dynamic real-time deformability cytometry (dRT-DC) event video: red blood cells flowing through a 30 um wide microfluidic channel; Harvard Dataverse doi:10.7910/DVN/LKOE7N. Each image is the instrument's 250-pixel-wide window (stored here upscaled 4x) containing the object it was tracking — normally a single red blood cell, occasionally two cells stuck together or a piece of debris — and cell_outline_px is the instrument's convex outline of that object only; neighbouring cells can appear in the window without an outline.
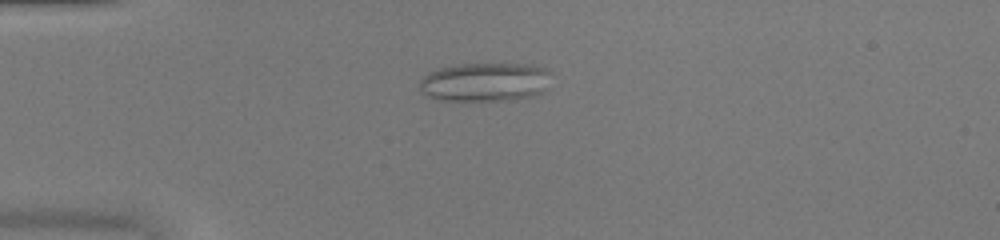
{"species": "common noctule bat (a hibernating species)", "species_latin": "Nyctalus noctula", "temperature_condition": "warm", "stored_images_in_passage": 50, "camera_frame_rate_fps": 3000, "um_per_image_px": 0.085, "animal": {"sex": "female", "body_mass_g": 20.0, "forearm_length_mm": 54.0}, "frame": {"image": 1, "passage_image": 14, "time_ms": 4.333, "image_size_px": [1000, 240], "cell_outline_px": [[552, 72], [544, 92], [536, 96], [512, 100], [440, 100], [428, 96], [420, 88], [420, 80], [428, 72], [440, 68], [460, 64], [536, 64], [548, 68]], "centroid_in_image_um": [41.31, 6.96], "position_along_channel_um": 43.7, "area_um2": 30.11}}
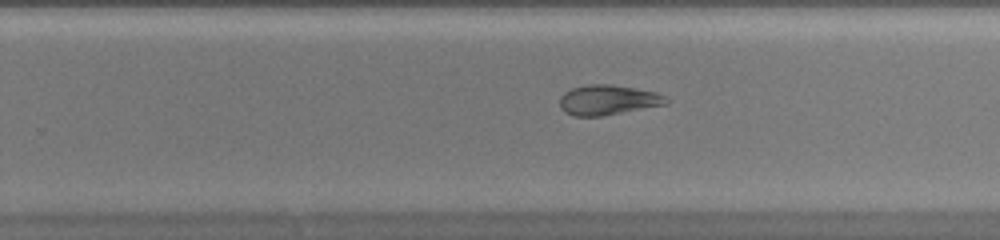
{"frame": {"image": 2, "passage_image": 33, "time_ms": 10.667, "image_size_px": [1000, 240], "cell_outline_px": [[672, 100], [668, 104], [600, 116], [576, 116], [564, 112], [560, 108], [560, 96], [564, 92], [572, 88], [588, 84], [608, 84], [656, 92]], "centroid_in_image_um": [51.67, 8.5], "position_along_channel_um": 278.1, "area_um2": 18.55}}
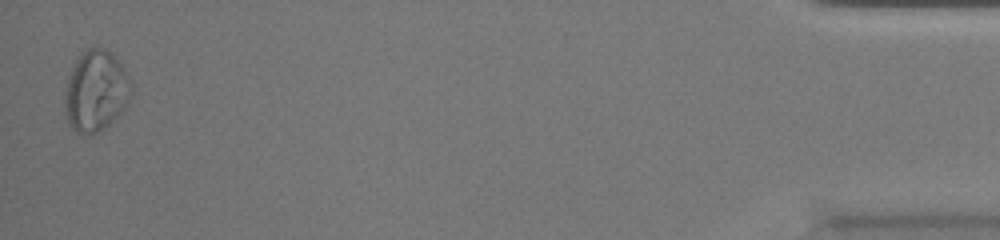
{"frame": {"image": 3, "passage_image": 50, "time_ms": 16.333, "image_size_px": [1000, 240], "cell_outline_px": [[132, 96], [128, 104], [108, 124], [92, 136], [84, 136], [76, 132], [68, 124], [64, 112], [64, 92], [68, 76], [80, 52], [88, 48], [104, 48], [112, 52], [124, 68], [132, 80]], "centroid_in_image_um": [8.14, 7.74], "position_along_channel_um": 427.1, "area_um2": 32.02}, "authors_computed_cell_mechanics": {"area_um2": 26.01, "velocity_mm_per_s": 4.1448, "shape_relaxation_time_tau1_ms": null, "shape_relaxation_time_tau2_ms": 2.0703, "deformation_change_tau1": null, "deformation_change_tau2": 0.0969}}